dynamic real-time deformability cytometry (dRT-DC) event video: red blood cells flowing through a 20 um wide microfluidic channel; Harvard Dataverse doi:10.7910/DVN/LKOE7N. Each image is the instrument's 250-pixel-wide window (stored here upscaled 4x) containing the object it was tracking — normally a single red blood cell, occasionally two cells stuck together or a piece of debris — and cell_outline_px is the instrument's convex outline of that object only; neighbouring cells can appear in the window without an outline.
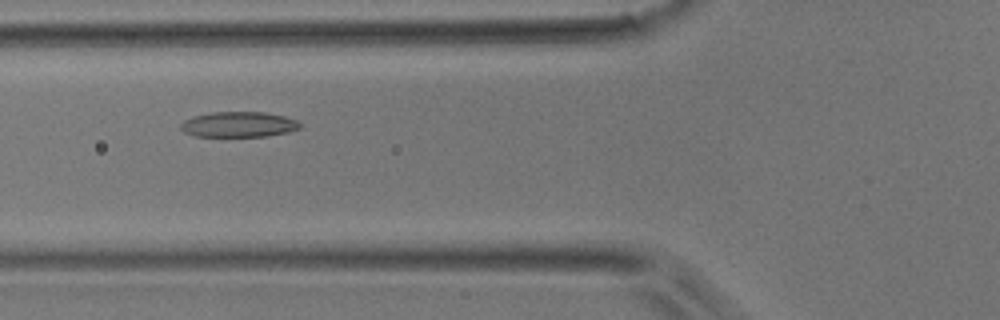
{"species": "common noctule bat (a hibernating species)", "species_latin": "Nyctalus noctula", "temperature_condition": "room temperature", "stored_images_in_passage": 34, "camera_frame_rate_fps": 3000, "um_per_image_px": 0.085, "animal": {"sex": "male", "body_mass_g": 17.9}, "frame": {"image": 1, "passage_image": 5, "time_ms": 1.333, "image_size_px": [1000, 320], "cell_outline_px": [[300, 128], [288, 132], [264, 136], [192, 136], [184, 132], [180, 128], [180, 124], [184, 120], [192, 116], [212, 112], [264, 112], [284, 116], [296, 120], [300, 124]], "centroid_in_image_um": [20.24, 10.57], "position_along_channel_um": 105.6, "area_um2": 17.63}}
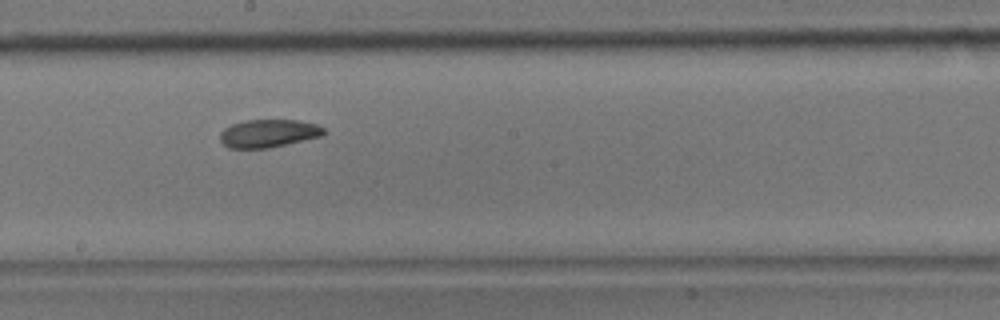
{"frame": {"image": 2, "passage_image": 14, "time_ms": 4.333, "image_size_px": [1000, 320], "cell_outline_px": [[324, 132], [320, 136], [268, 148], [228, 148], [220, 140], [220, 132], [224, 128], [232, 124], [244, 120], [296, 120], [316, 124], [324, 128]], "centroid_in_image_um": [22.77, 11.33], "position_along_channel_um": 225.4, "area_um2": 16.7}}
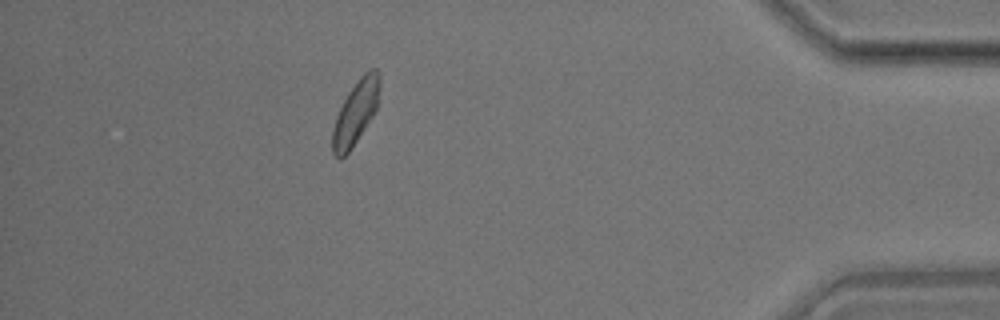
{"frame": {"image": 3, "passage_image": 31, "time_ms": 10.0, "image_size_px": [1000, 320], "cell_outline_px": [[380, 88], [376, 112], [352, 148], [340, 160], [332, 152], [332, 128], [336, 116], [348, 92], [360, 76], [368, 68], [376, 68], [380, 76]], "centroid_in_image_um": [30.24, 9.55], "position_along_channel_um": 405.0, "area_um2": 17.8}}